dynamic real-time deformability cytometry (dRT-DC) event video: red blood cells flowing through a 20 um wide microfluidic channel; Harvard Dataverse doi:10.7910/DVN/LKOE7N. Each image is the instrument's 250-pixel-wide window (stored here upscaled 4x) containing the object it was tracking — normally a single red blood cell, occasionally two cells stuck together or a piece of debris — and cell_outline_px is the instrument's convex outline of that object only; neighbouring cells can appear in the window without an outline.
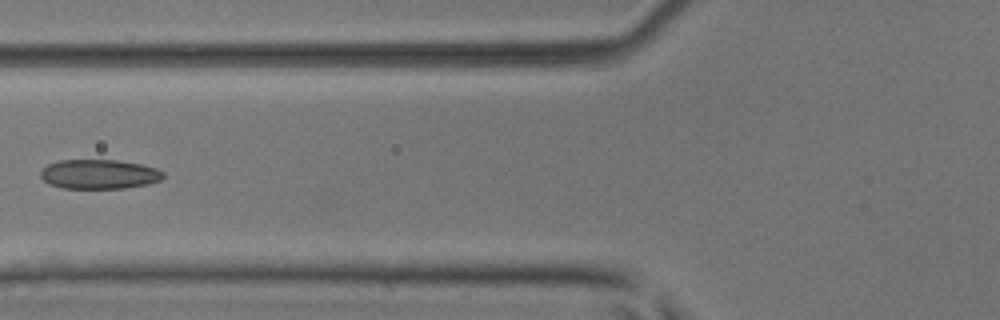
{"species": "common noctule bat (a hibernating species)", "species_latin": "Nyctalus noctula", "temperature_condition": "room temperature", "stored_images_in_passage": 7, "camera_frame_rate_fps": 3000, "um_per_image_px": 0.085, "animal": {"sex": "male", "body_mass_g": 17.9, "forearm_length_mm": 54.2}, "frame": {"image": 1, "passage_image": 6, "time_ms": 1.667, "image_size_px": [1000, 320], "cell_outline_px": [[164, 176], [160, 180], [148, 184], [124, 188], [60, 188], [48, 184], [40, 176], [40, 172], [48, 164], [60, 160], [116, 160], [140, 164], [156, 168], [164, 172]], "centroid_in_image_um": [8.42, 14.81], "position_along_channel_um": 117.4, "area_um2": 21.04}}
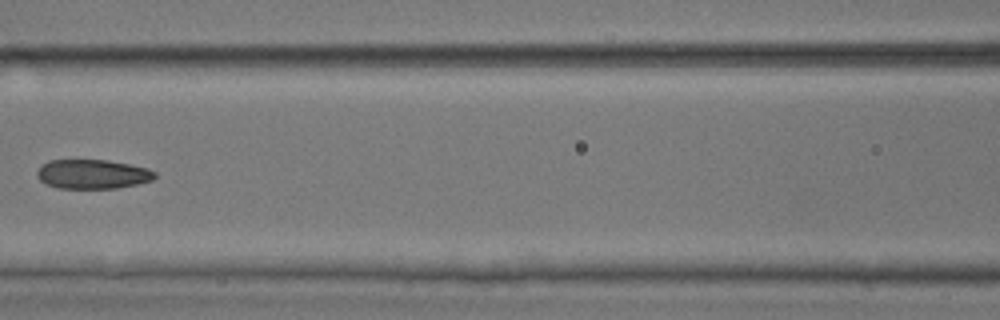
{"frame": {"image": 2, "passage_image": 7, "time_ms": 2.0, "image_size_px": [1000, 320], "cell_outline_px": [[156, 176], [152, 180], [136, 184], [116, 188], [56, 188], [40, 180], [36, 176], [36, 172], [48, 160], [108, 160], [148, 168], [156, 172]], "centroid_in_image_um": [7.87, 14.8], "position_along_channel_um": 158.7, "area_um2": 20.0}}